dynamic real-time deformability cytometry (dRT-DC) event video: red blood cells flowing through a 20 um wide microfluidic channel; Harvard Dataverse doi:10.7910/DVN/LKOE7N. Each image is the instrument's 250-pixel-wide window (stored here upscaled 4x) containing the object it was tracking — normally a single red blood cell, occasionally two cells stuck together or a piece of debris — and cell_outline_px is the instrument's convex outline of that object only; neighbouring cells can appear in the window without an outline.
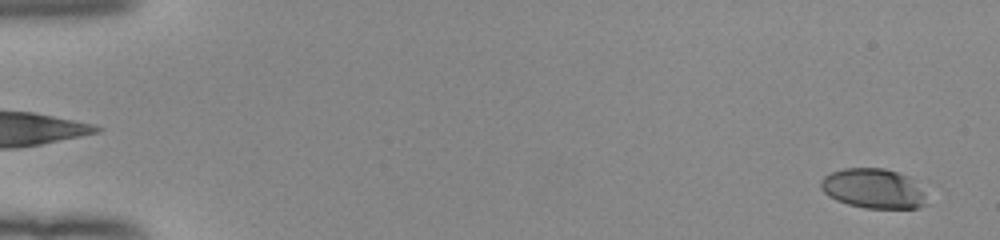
{"species": "human", "species_latin": "Homo sapiens", "temperature_condition": "room temperature", "stored_images_in_passage": 53, "camera_frame_rate_fps": 3000, "um_per_image_px": 0.085, "donor": {"sex": "female"}, "frame": {"image": 1, "passage_image": 2, "time_ms": 0.333, "image_size_px": [1000, 240], "cell_outline_px": [[928, 204], [920, 208], [864, 208], [848, 204], [836, 200], [828, 196], [820, 188], [820, 180], [824, 176], [832, 172], [844, 168], [884, 168], [908, 176], [924, 192]], "centroid_in_image_um": [74.23, 16.03], "position_along_channel_um": 10.8, "area_um2": 24.62}}
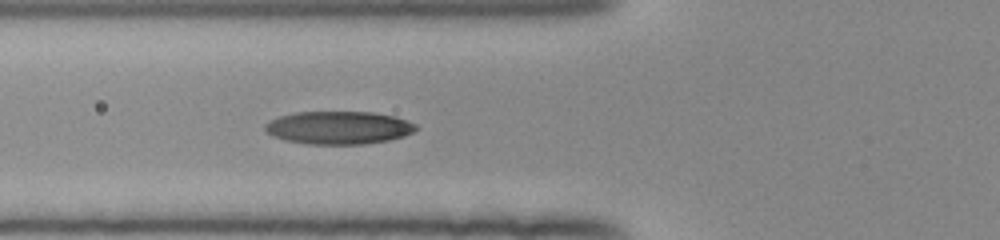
{"frame": {"image": 2, "passage_image": 21, "time_ms": 6.667, "image_size_px": [1000, 240], "cell_outline_px": [[420, 128], [404, 136], [388, 140], [364, 144], [308, 144], [284, 140], [272, 136], [264, 128], [264, 124], [280, 116], [296, 112], [372, 112], [396, 116], [416, 124]], "centroid_in_image_um": [28.8, 10.85], "position_along_channel_um": 97.0, "area_um2": 29.02}}
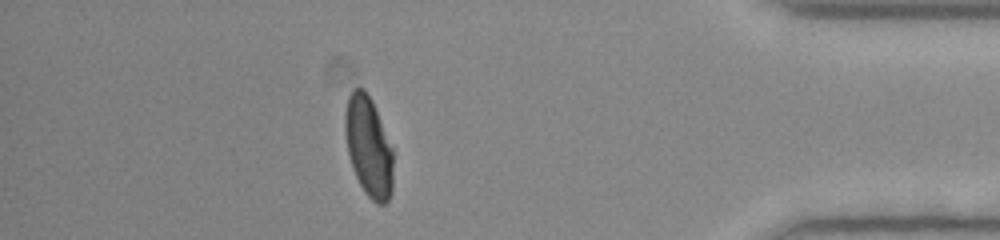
{"frame": {"image": 3, "passage_image": 47, "time_ms": 15.333, "image_size_px": [1000, 240], "cell_outline_px": [[392, 192], [388, 200], [384, 204], [376, 204], [364, 192], [352, 168], [348, 152], [344, 128], [344, 112], [348, 96], [352, 88], [364, 88], [372, 100], [392, 148]], "centroid_in_image_um": [31.3, 12.45], "position_along_channel_um": 403.9, "area_um2": 28.09}, "authors_computed_cell_mechanics": {"area_um2": 28.611, "velocity_mm_per_s": 3.9686, "shape_relaxation_time_tau1_ms": 3.7171, "shape_relaxation_time_tau2_ms": 0.9924, "deformation_change_tau1": 0.1833, "deformation_change_tau2": 0.0597}}